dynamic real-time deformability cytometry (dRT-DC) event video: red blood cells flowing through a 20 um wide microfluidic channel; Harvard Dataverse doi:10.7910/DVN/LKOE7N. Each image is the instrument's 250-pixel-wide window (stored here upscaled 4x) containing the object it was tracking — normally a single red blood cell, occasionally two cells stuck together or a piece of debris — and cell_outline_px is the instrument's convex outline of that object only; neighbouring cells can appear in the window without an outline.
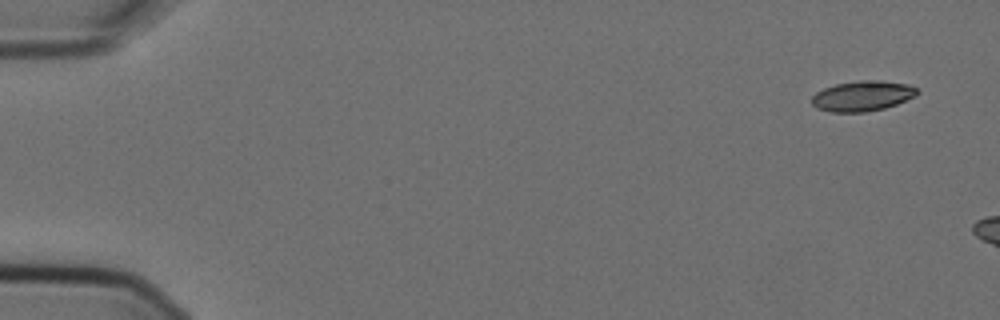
{"species": "Egyptian fruit bat (a non-hibernating species)", "species_latin": "Rousettus aegyptiacus", "temperature_condition": "cold", "stored_images_in_passage": 3, "camera_frame_rate_fps": 3000, "um_per_image_px": 0.085, "animal": {"sex": "female"}, "frame": {"image": 1, "passage_image": 1, "time_ms": 0.0, "image_size_px": [1000, 320], "cell_outline_px": [[920, 92], [916, 96], [896, 104], [884, 108], [864, 112], [832, 112], [816, 108], [812, 104], [812, 96], [816, 92], [824, 88], [836, 84], [860, 80], [880, 80], [908, 84], [916, 88]], "centroid_in_image_um": [73.31, 8.15], "position_along_channel_um": 11.7, "area_um2": 18.61}}